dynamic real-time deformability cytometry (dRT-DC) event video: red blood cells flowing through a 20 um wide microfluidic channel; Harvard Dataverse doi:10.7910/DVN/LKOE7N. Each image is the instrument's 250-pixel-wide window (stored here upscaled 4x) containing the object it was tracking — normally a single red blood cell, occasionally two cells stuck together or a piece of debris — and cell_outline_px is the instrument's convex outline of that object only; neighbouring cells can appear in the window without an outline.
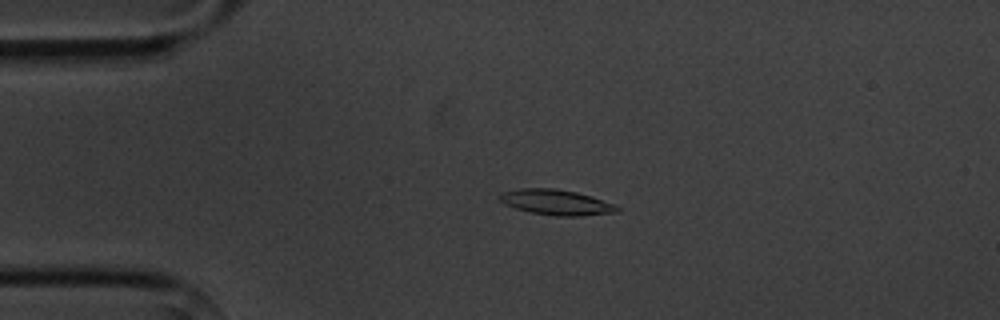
{"species": "common noctule bat (a hibernating species)", "species_latin": "Nyctalus noctula", "temperature_condition": "cold", "stored_images_in_passage": 4, "camera_frame_rate_fps": 3000, "um_per_image_px": 0.085, "animal": {"sex": "male", "body_mass_g": 20.1, "forearm_length_mm": 53.5}, "frame": {"image": 1, "passage_image": 3, "time_ms": 3.333, "image_size_px": [1000, 320], "cell_outline_px": [[620, 212], [580, 216], [556, 216], [532, 212], [516, 208], [504, 204], [496, 196], [500, 192], [520, 188], [556, 188], [576, 192], [592, 196], [616, 204], [620, 208]], "centroid_in_image_um": [47.29, 17.19], "position_along_channel_um": 37.7, "area_um2": 17.63}}